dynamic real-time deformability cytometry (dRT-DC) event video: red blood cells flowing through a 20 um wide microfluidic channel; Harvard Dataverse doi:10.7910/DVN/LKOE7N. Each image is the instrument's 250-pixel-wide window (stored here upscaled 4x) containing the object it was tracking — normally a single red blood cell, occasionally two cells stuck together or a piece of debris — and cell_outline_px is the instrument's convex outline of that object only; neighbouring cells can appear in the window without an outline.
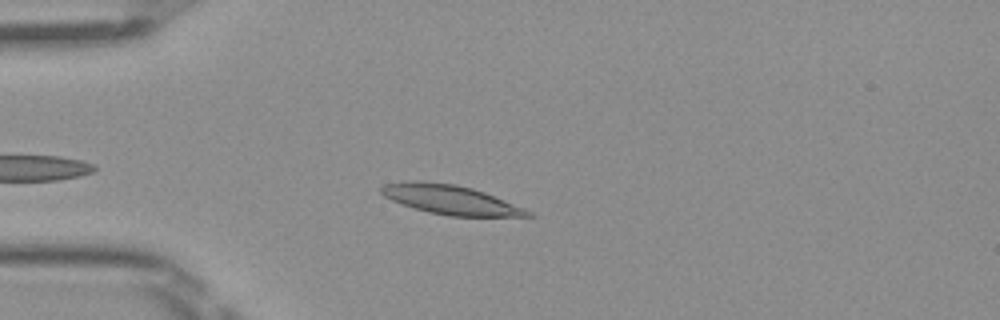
{"species": "Egyptian fruit bat (a non-hibernating species)", "species_latin": "Rousettus aegyptiacus", "temperature_condition": "room temperature", "stored_images_in_passage": 37, "camera_frame_rate_fps": 3000, "um_per_image_px": 0.085, "frame": {"image": 1, "passage_image": 6, "time_ms": 1.667, "image_size_px": [1000, 320], "cell_outline_px": [[536, 216], [448, 216], [428, 212], [400, 204], [384, 196], [380, 192], [380, 188], [384, 184], [404, 180], [420, 180], [456, 184], [472, 188], [484, 192], [524, 208], [532, 212]], "centroid_in_image_um": [38.23, 16.96], "position_along_channel_um": 46.8, "area_um2": 25.14}}
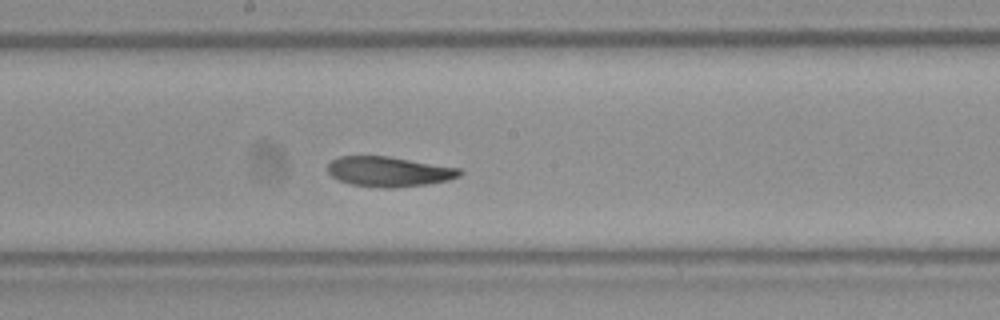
{"frame": {"image": 2, "passage_image": 20, "time_ms": 6.333, "image_size_px": [1000, 320], "cell_outline_px": [[464, 172], [460, 176], [448, 180], [428, 184], [396, 188], [380, 188], [352, 184], [340, 180], [332, 176], [328, 172], [328, 164], [332, 160], [340, 156], [388, 156], [460, 168]], "centroid_in_image_um": [33.09, 14.59], "position_along_channel_um": 215.1, "area_um2": 23.12}}
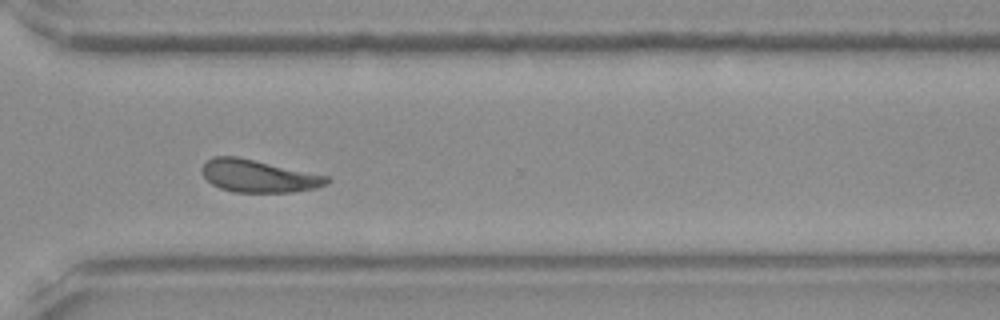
{"frame": {"image": 3, "passage_image": 30, "time_ms": 9.667, "image_size_px": [1000, 320], "cell_outline_px": [[332, 180], [328, 184], [316, 188], [292, 192], [232, 192], [220, 188], [212, 184], [200, 172], [200, 168], [208, 160], [216, 156], [236, 156], [328, 176]], "centroid_in_image_um": [21.97, 14.97], "position_along_channel_um": 348.6, "area_um2": 23.58}, "authors_computed_cell_mechanics": {"area_um2": 23.5824, "velocity_mm_per_s": 4.0042, "shape_relaxation_time_tau1_ms": 8.6788, "shape_relaxation_time_tau2_ms": 3.9864, "deformation_change_tau1": 0.1913, "deformation_change_tau2": 0.0947}}